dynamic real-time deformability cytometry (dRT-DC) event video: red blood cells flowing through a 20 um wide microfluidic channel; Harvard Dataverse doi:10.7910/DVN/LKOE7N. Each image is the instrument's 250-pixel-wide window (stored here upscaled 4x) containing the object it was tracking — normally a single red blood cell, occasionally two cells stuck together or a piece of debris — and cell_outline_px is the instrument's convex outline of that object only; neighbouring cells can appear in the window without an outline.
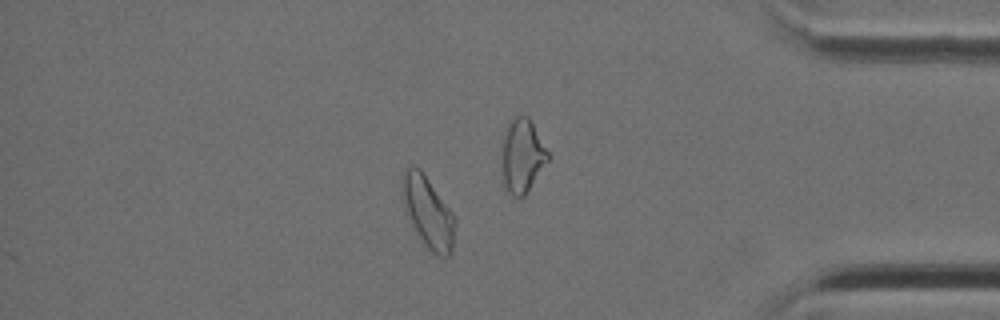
{"species": "Egyptian fruit bat (a non-hibernating species)", "species_latin": "Rousettus aegyptiacus", "temperature_condition": "cold", "stored_images_in_passage": 40, "camera_frame_rate_fps": 3000, "um_per_image_px": 0.085, "animal": {"sex": "female"}, "frame": {"image": 1, "passage_image": 40, "time_ms": 13.0, "image_size_px": [1000, 320], "cell_outline_px": [[456, 224], [452, 256], [440, 256], [424, 248], [416, 236], [404, 212], [400, 188], [400, 184], [404, 168], [408, 164], [412, 164], [420, 168], [456, 216]], "centroid_in_image_um": [36.34, 18.04], "position_along_channel_um": 398.9, "area_um2": 23.29}}